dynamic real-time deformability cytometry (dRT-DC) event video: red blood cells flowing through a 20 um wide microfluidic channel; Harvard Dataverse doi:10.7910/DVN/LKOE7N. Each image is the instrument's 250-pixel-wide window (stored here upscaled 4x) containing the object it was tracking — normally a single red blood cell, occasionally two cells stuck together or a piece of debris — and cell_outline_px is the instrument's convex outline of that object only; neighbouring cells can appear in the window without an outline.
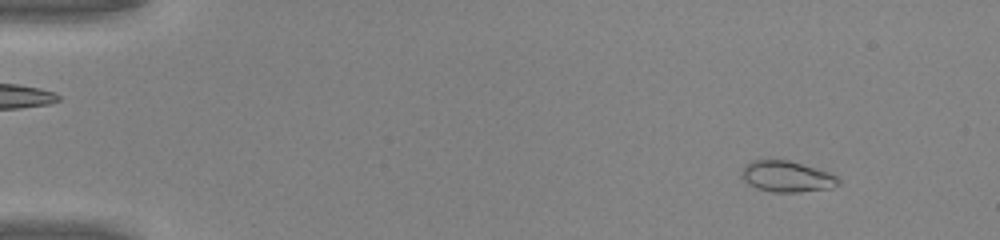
{"species": "common noctule bat (a hibernating species)", "species_latin": "Nyctalus noctula", "temperature_condition": "warm", "stored_images_in_passage": 49, "camera_frame_rate_fps": 3000, "um_per_image_px": 0.085, "animal": {"sex": "male", "body_mass_g": 20.0, "forearm_length_mm": 53.3}, "frame": {"image": 1, "passage_image": 5, "time_ms": 1.333, "image_size_px": [1000, 240], "cell_outline_px": [[840, 184], [832, 188], [800, 192], [772, 192], [756, 188], [748, 184], [740, 176], [744, 164], [752, 160], [788, 160], [816, 168], [828, 172], [836, 176], [840, 180]], "centroid_in_image_um": [66.86, 15.01], "position_along_channel_um": 18.1, "area_um2": 17.63}}
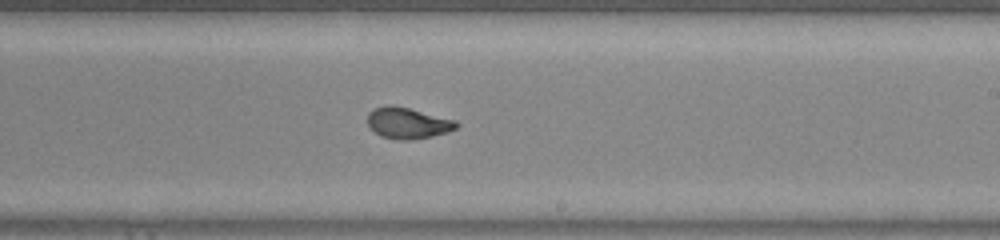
{"frame": {"image": 2, "passage_image": 30, "time_ms": 9.667, "image_size_px": [1000, 240], "cell_outline_px": [[460, 124], [456, 128], [448, 132], [432, 136], [408, 140], [400, 140], [380, 136], [368, 128], [368, 112], [372, 108], [388, 104], [392, 104], [456, 120]], "centroid_in_image_um": [34.62, 10.45], "position_along_channel_um": 254.4, "area_um2": 16.3}}
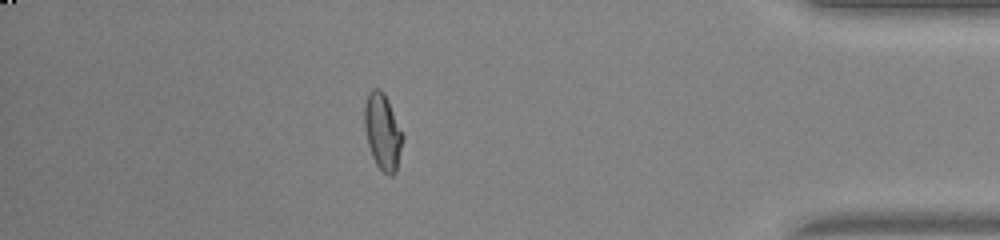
{"frame": {"image": 3, "passage_image": 43, "time_ms": 14.0, "image_size_px": [1000, 240], "cell_outline_px": [[404, 136], [396, 172], [392, 176], [388, 176], [376, 164], [372, 156], [368, 144], [364, 128], [364, 104], [368, 92], [372, 88], [380, 88], [384, 92], [388, 100]], "centroid_in_image_um": [32.51, 11.17], "position_along_channel_um": 402.7, "area_um2": 17.11}, "authors_computed_cell_mechanics": {"area_um2": 16.3574, "velocity_mm_per_s": 4.2645, "shape_relaxation_time_tau1_ms": 3.4475, "shape_relaxation_time_tau2_ms": 0.713, "deformation_change_tau1": 0.1754, "deformation_change_tau2": 0.053}}